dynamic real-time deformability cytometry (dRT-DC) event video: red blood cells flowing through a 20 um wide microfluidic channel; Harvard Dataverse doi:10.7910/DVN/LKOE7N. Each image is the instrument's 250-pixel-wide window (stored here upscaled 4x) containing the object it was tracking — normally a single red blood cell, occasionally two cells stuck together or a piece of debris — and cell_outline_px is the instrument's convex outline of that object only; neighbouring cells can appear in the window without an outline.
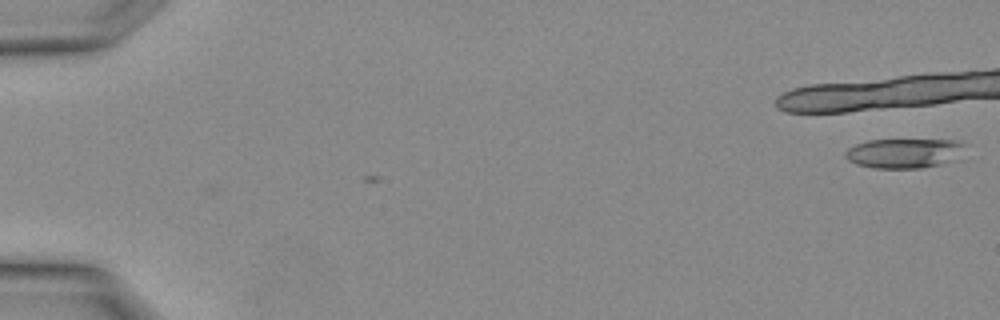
{"species": "Egyptian fruit bat (a non-hibernating species)", "species_latin": "Rousettus aegyptiacus", "temperature_condition": "warm", "stored_images_in_passage": 5, "camera_frame_rate_fps": 3000, "um_per_image_px": 0.085, "animal": {"sex": "female"}, "frame": {"image": 1, "passage_image": 1, "time_ms": 0.0, "image_size_px": [1000, 320], "cell_outline_px": [[968, 144], [952, 160], [920, 168], [872, 168], [856, 164], [848, 160], [844, 156], [844, 152], [848, 148], [856, 144], [868, 140], [960, 140]], "centroid_in_image_um": [76.8, 13.01], "position_along_channel_um": 8.2, "area_um2": 20.52}}
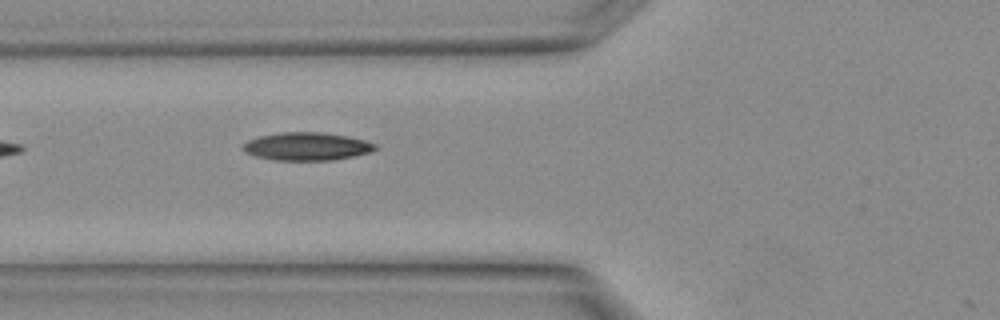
{"frame": {"image": 2, "passage_image": 5, "time_ms": 1.333, "image_size_px": [1000, 320], "cell_outline_px": [[376, 148], [372, 152], [336, 160], [276, 160], [256, 156], [244, 152], [240, 148], [240, 144], [248, 140], [260, 136], [280, 132], [324, 132], [348, 136], [364, 140], [376, 144]], "centroid_in_image_um": [26.05, 12.44], "position_along_channel_um": 99.7, "area_um2": 21.79}}